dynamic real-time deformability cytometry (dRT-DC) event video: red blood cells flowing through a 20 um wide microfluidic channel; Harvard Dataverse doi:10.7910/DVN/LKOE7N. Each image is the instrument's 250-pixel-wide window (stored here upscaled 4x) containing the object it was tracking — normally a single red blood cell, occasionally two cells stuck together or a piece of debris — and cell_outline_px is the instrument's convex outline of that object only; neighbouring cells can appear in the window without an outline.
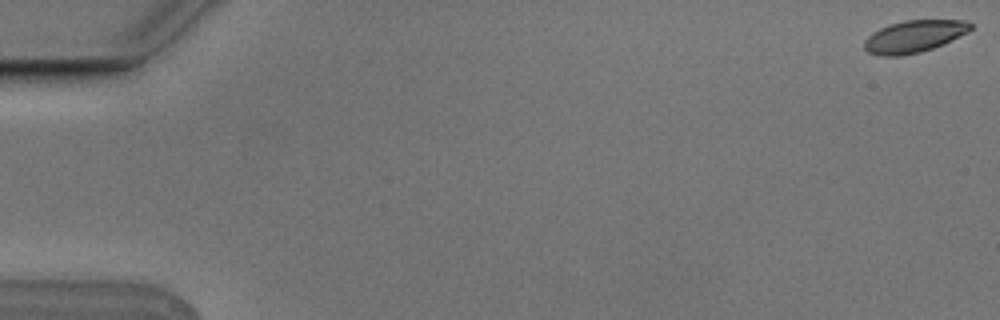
{"species": "Egyptian fruit bat (a non-hibernating species)", "species_latin": "Rousettus aegyptiacus", "temperature_condition": "cold", "stored_images_in_passage": 6, "camera_frame_rate_fps": 3000, "um_per_image_px": 0.085, "animal": {"sex": "male"}, "frame": {"image": 1, "passage_image": 1, "time_ms": 0.0, "image_size_px": [1000, 320], "cell_outline_px": [[972, 28], [968, 32], [932, 48], [920, 52], [900, 56], [880, 56], [868, 52], [864, 48], [864, 40], [872, 32], [880, 28], [904, 20], [964, 20], [972, 24]], "centroid_in_image_um": [77.66, 3.09], "position_along_channel_um": 7.3, "area_um2": 19.71}}
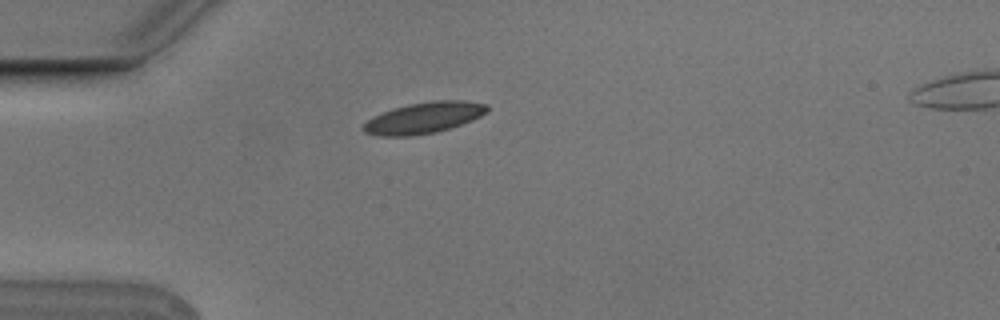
{"frame": {"image": 2, "passage_image": 5, "time_ms": 1.333, "image_size_px": [1000, 320], "cell_outline_px": [[488, 112], [472, 120], [436, 132], [408, 136], [380, 136], [364, 132], [360, 128], [372, 116], [392, 108], [408, 104], [432, 100], [464, 100], [488, 104]], "centroid_in_image_um": [36.01, 10.0], "position_along_channel_um": 49.0, "area_um2": 22.54}}